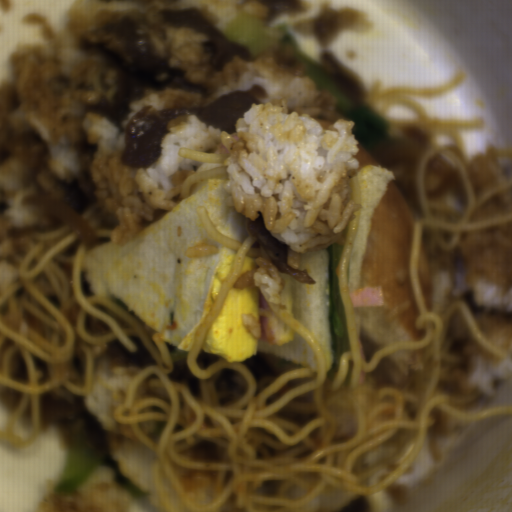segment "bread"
I'll return each instance as SVG.
<instances>
[{"label":"bread","mask_w":512,"mask_h":512,"mask_svg":"<svg viewBox=\"0 0 512 512\" xmlns=\"http://www.w3.org/2000/svg\"><path fill=\"white\" fill-rule=\"evenodd\" d=\"M357 180L360 214L345 275L351 293L360 288L361 267L374 210L387 185L396 179L392 172L372 164L357 172Z\"/></svg>","instance_id":"bread-4"},{"label":"bread","mask_w":512,"mask_h":512,"mask_svg":"<svg viewBox=\"0 0 512 512\" xmlns=\"http://www.w3.org/2000/svg\"><path fill=\"white\" fill-rule=\"evenodd\" d=\"M222 187L219 178L189 187L176 209L142 219L130 244L95 245L81 260L98 297L123 304L185 351L196 336L215 271L233 254L201 231L197 210L208 211L214 224L237 239L251 233L247 216L229 208Z\"/></svg>","instance_id":"bread-1"},{"label":"bread","mask_w":512,"mask_h":512,"mask_svg":"<svg viewBox=\"0 0 512 512\" xmlns=\"http://www.w3.org/2000/svg\"><path fill=\"white\" fill-rule=\"evenodd\" d=\"M299 269L316 281L301 282L280 271L285 288V306L309 337L321 349L327 369L333 363L326 249L304 252Z\"/></svg>","instance_id":"bread-3"},{"label":"bread","mask_w":512,"mask_h":512,"mask_svg":"<svg viewBox=\"0 0 512 512\" xmlns=\"http://www.w3.org/2000/svg\"><path fill=\"white\" fill-rule=\"evenodd\" d=\"M414 219L394 182L372 214L360 267L359 288L380 286L385 304L356 307L358 337L377 348L412 343L421 314L410 280Z\"/></svg>","instance_id":"bread-2"},{"label":"bread","mask_w":512,"mask_h":512,"mask_svg":"<svg viewBox=\"0 0 512 512\" xmlns=\"http://www.w3.org/2000/svg\"><path fill=\"white\" fill-rule=\"evenodd\" d=\"M358 159H359V165L354 171L357 177H358V172L364 166L375 165V166L383 168L381 166V164L377 161V159L373 156L370 149L368 150L361 141L359 142Z\"/></svg>","instance_id":"bread-6"},{"label":"bread","mask_w":512,"mask_h":512,"mask_svg":"<svg viewBox=\"0 0 512 512\" xmlns=\"http://www.w3.org/2000/svg\"><path fill=\"white\" fill-rule=\"evenodd\" d=\"M273 343L260 341L264 352L317 371L315 354L306 339L291 325L271 313Z\"/></svg>","instance_id":"bread-5"}]
</instances>
